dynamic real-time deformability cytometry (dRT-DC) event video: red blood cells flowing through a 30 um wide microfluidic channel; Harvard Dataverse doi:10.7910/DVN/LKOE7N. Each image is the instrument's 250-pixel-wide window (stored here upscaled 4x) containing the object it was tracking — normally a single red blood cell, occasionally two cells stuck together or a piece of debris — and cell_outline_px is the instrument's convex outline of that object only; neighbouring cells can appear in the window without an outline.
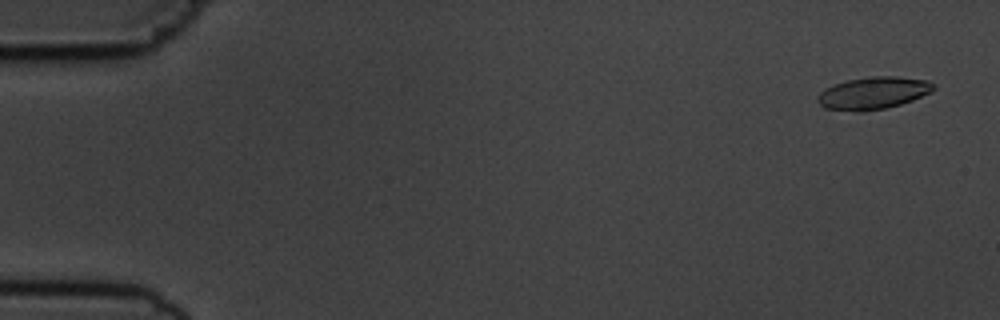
{"species": "common noctule bat (a hibernating species)", "species_latin": "Nyctalus noctula", "temperature_condition": "cold", "stored_images_in_passage": 5, "camera_frame_rate_fps": 3000, "um_per_image_px": 0.085, "animal": {"sex": "male", "body_mass_g": 19.5, "forearm_length_mm": 54.6}, "frame": {"image": 1, "passage_image": 1, "time_ms": 0.0, "image_size_px": [1000, 320], "cell_outline_px": [[936, 88], [912, 100], [888, 108], [860, 112], [824, 108], [816, 100], [816, 96], [824, 88], [832, 84], [848, 80], [872, 76], [896, 76], [928, 80], [936, 84]], "centroid_in_image_um": [74.19, 7.9], "position_along_channel_um": 10.8, "area_um2": 21.96}}
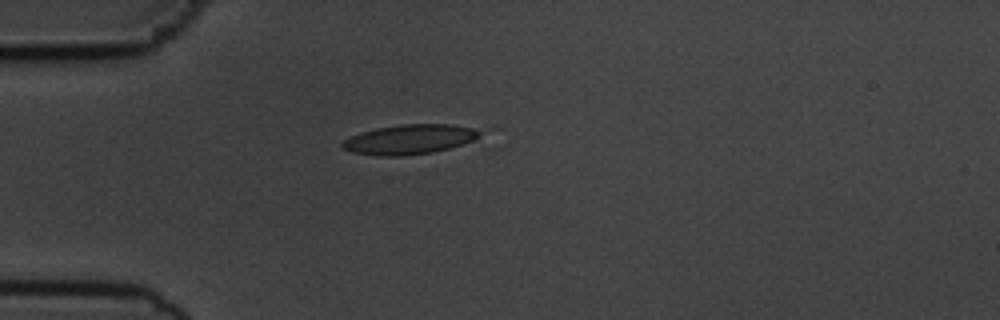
{"frame": {"image": 2, "passage_image": 5, "time_ms": 4.333, "image_size_px": [1000, 320], "cell_outline_px": [[480, 140], [432, 152], [400, 156], [380, 156], [352, 152], [344, 148], [340, 144], [344, 140], [360, 132], [376, 128], [400, 124], [452, 124], [472, 128], [480, 132]], "centroid_in_image_um": [34.84, 11.84], "position_along_channel_um": 50.2, "area_um2": 23.81}}